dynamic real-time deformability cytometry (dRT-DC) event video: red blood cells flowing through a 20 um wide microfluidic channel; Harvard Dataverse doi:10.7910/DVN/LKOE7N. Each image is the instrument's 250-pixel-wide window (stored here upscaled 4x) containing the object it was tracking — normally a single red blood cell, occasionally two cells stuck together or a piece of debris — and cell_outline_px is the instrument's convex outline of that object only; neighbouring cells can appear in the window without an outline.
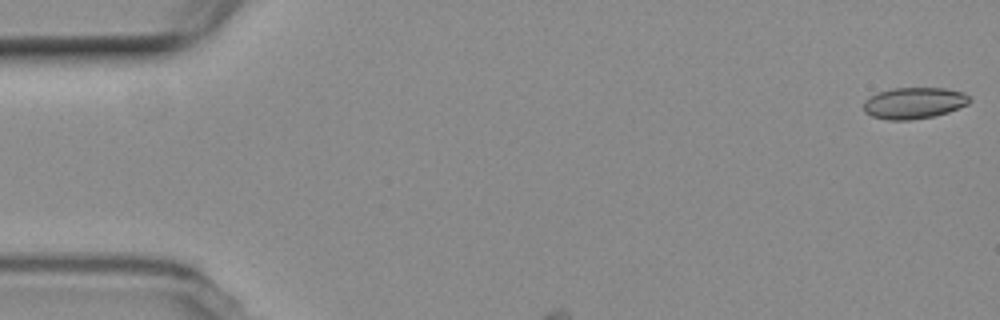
{"species": "common noctule bat (a hibernating species)", "species_latin": "Nyctalus noctula", "temperature_condition": "room temperature", "stored_images_in_passage": 4, "camera_frame_rate_fps": 3000, "um_per_image_px": 0.085, "animal": {"sex": "female", "body_mass_g": 19.3, "forearm_length_mm": 54.1}, "frame": {"image": 1, "passage_image": 1, "time_ms": 0.0, "image_size_px": [1000, 320], "cell_outline_px": [[972, 100], [968, 104], [948, 112], [932, 116], [912, 120], [888, 120], [872, 116], [864, 112], [864, 100], [868, 96], [876, 92], [892, 88], [944, 88], [964, 92]], "centroid_in_image_um": [77.66, 8.75], "position_along_channel_um": 7.3, "area_um2": 19.54}}